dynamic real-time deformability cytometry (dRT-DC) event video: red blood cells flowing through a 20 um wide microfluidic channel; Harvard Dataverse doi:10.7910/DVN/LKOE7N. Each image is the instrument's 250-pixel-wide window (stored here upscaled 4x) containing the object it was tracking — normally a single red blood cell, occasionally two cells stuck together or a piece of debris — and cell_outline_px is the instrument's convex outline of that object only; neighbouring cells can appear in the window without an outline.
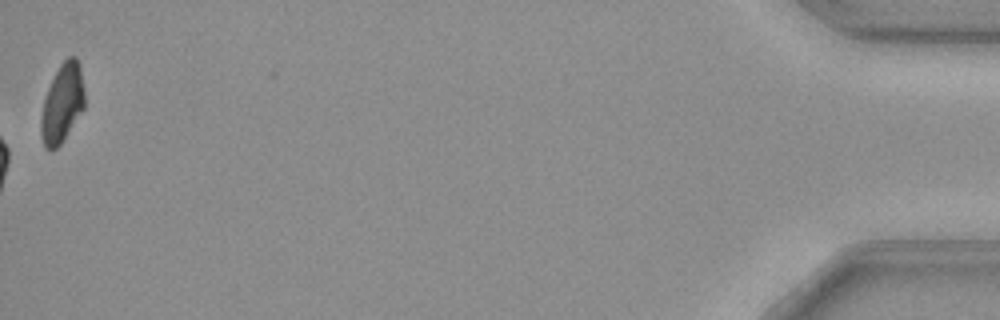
{"species": "common noctule bat (a hibernating species)", "species_latin": "Nyctalus noctula", "temperature_condition": "cold", "stored_images_in_passage": 38, "camera_frame_rate_fps": 3000, "um_per_image_px": 0.085, "animal": {"sex": "female", "body_mass_g": 29.2, "forearm_length_mm": 56.3}, "frame": {"image": 1, "passage_image": 38, "time_ms": 12.333, "image_size_px": [1000, 320], "cell_outline_px": [[84, 108], [60, 144], [56, 148], [48, 148], [44, 144], [40, 136], [40, 120], [44, 100], [48, 88], [60, 64], [68, 56], [76, 56], [80, 64], [84, 92]], "centroid_in_image_um": [5.29, 8.74], "position_along_channel_um": 429.9, "area_um2": 19.71}}